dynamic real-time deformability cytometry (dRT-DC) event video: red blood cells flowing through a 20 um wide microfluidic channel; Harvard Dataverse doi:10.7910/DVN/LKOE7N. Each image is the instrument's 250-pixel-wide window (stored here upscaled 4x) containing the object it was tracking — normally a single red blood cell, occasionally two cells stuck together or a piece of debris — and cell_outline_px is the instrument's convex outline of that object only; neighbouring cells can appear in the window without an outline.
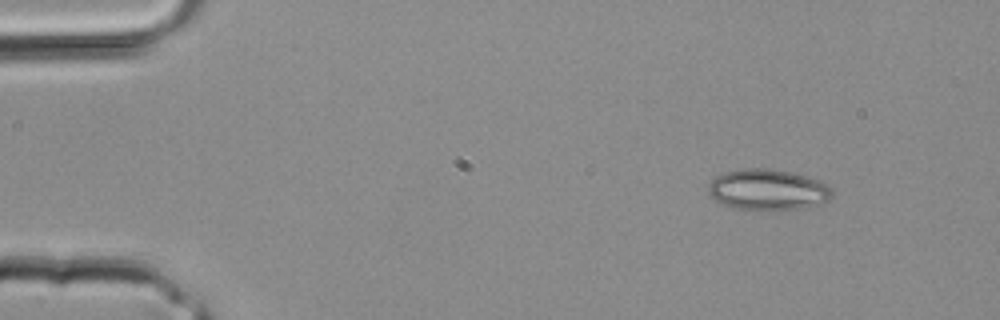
{"species": "common noctule bat (a hibernating species)", "species_latin": "Nyctalus noctula", "temperature_condition": "room temperature", "stored_images_in_passage": 3, "camera_frame_rate_fps": 3000, "um_per_image_px": 0.085, "animal": {"sex": "male", "body_mass_g": 20.4}, "frame": {"image": 1, "passage_image": 1, "time_ms": 0.0, "image_size_px": [1000, 320], "cell_outline_px": [[832, 196], [828, 200], [796, 208], [736, 208], [724, 204], [716, 200], [708, 192], [708, 184], [716, 176], [724, 172], [740, 168], [768, 168], [792, 172], [816, 180], [832, 188]], "centroid_in_image_um": [65.2, 16.07], "position_along_channel_um": 19.8, "area_um2": 28.55}}
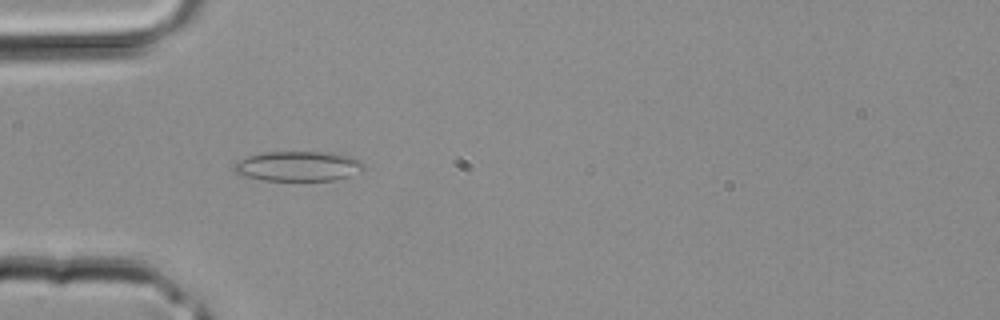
{"frame": {"image": 2, "passage_image": 3, "time_ms": 0.667, "image_size_px": [1000, 320], "cell_outline_px": [[364, 168], [348, 176], [336, 180], [264, 180], [244, 176], [236, 172], [232, 168], [240, 160], [248, 156], [264, 152], [340, 152], [352, 156], [360, 160], [364, 164]], "centroid_in_image_um": [25.39, 14.11], "position_along_channel_um": 59.6, "area_um2": 22.6}}